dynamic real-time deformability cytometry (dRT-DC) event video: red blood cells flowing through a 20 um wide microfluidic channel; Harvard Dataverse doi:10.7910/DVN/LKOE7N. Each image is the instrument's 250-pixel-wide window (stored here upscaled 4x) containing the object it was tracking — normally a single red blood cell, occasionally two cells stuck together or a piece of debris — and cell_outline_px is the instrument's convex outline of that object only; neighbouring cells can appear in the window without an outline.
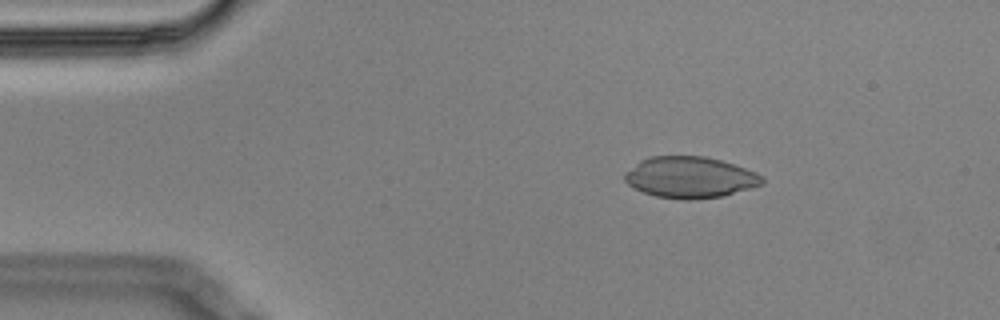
{"species": "Egyptian fruit bat (a non-hibernating species)", "species_latin": "Rousettus aegyptiacus", "temperature_condition": "cold", "stored_images_in_passage": 4, "camera_frame_rate_fps": 3000, "um_per_image_px": 0.085, "animal": {"sex": "male"}, "frame": {"image": 1, "passage_image": 2, "time_ms": 0.333, "image_size_px": [1000, 320], "cell_outline_px": [[764, 184], [752, 188], [724, 196], [692, 200], [684, 200], [656, 196], [644, 192], [628, 184], [624, 180], [624, 172], [640, 160], [648, 156], [704, 156], [720, 160], [756, 172], [764, 176]], "centroid_in_image_um": [58.66, 15.08], "position_along_channel_um": 26.3, "area_um2": 33.23}}